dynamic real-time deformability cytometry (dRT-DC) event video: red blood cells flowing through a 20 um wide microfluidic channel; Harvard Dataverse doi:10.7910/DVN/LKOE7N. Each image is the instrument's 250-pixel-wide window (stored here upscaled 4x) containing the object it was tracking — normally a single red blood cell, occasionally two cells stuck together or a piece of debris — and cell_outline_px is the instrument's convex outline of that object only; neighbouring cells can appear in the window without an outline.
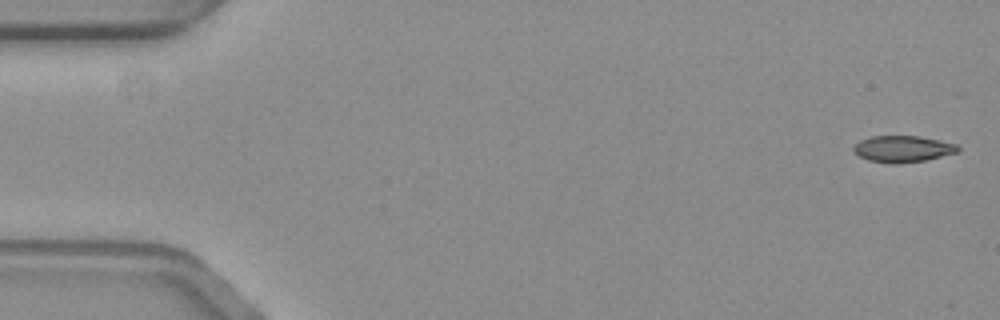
{"species": "common noctule bat (a hibernating species)", "species_latin": "Nyctalus noctula", "temperature_condition": "warm", "stored_images_in_passage": 21, "camera_frame_rate_fps": 3000, "um_per_image_px": 0.085, "animal": {"sex": "female", "body_mass_g": 19.3, "forearm_length_mm": 54.1}, "frame": {"image": 1, "passage_image": 1, "time_ms": 0.0, "image_size_px": [1000, 320], "cell_outline_px": [[960, 148], [956, 152], [924, 160], [868, 160], [860, 156], [852, 148], [860, 140], [872, 136], [920, 136], [956, 144]], "centroid_in_image_um": [76.74, 12.59], "position_along_channel_um": 8.3, "area_um2": 14.97}}
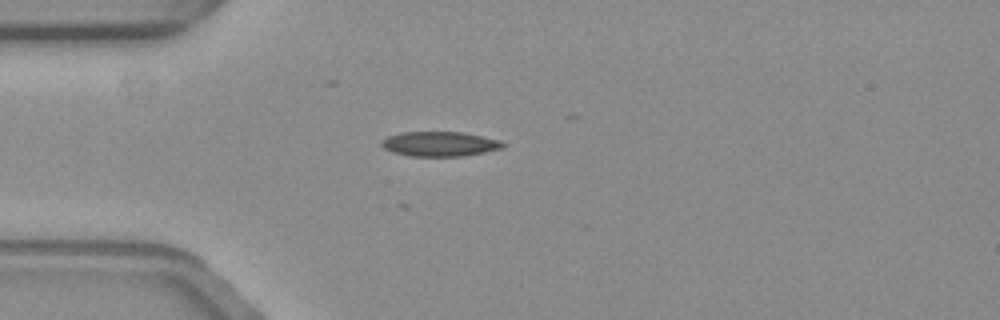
{"frame": {"image": 2, "passage_image": 15, "time_ms": 4.667, "image_size_px": [1000, 320], "cell_outline_px": [[504, 148], [464, 156], [412, 156], [392, 152], [384, 148], [380, 144], [380, 140], [388, 136], [400, 132], [464, 132], [500, 140], [504, 144]], "centroid_in_image_um": [37.36, 12.23], "position_along_channel_um": 47.6, "area_um2": 17.57}}
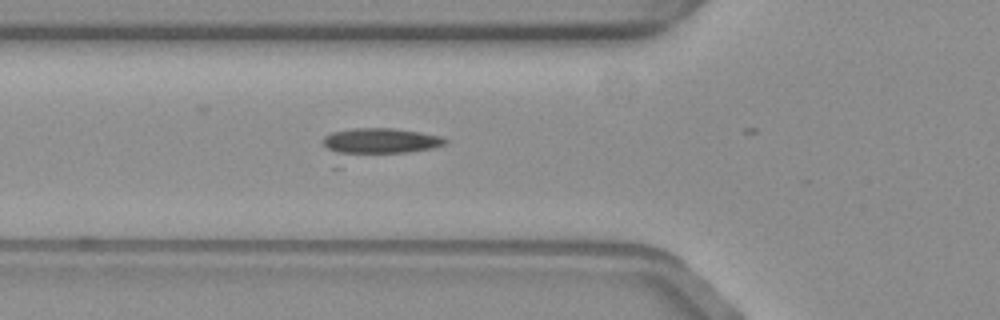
{"frame": {"image": 3, "passage_image": 20, "time_ms": 6.333, "image_size_px": [1000, 320], "cell_outline_px": [[448, 140], [444, 144], [432, 148], [340, 168], [332, 168], [324, 144], [324, 136], [332, 132], [352, 128], [392, 128], [420, 132], [440, 136]], "centroid_in_image_um": [31.88, 12.3], "position_along_channel_um": 93.9, "area_um2": 23.35}}